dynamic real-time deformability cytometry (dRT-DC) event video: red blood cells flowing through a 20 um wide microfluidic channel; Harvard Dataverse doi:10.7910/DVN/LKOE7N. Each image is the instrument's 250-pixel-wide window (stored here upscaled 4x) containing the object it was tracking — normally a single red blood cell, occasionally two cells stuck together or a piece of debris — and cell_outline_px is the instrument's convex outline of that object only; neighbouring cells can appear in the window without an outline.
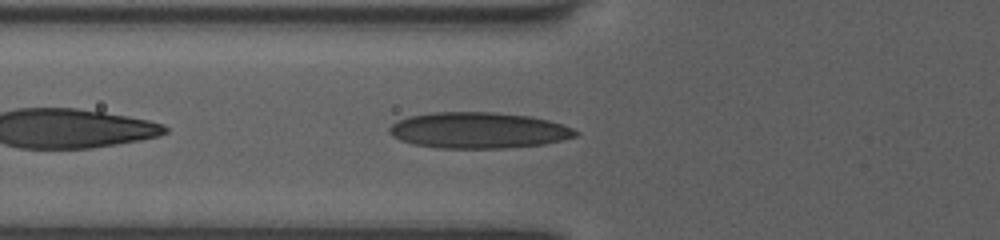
{"species": "human", "species_latin": "Homo sapiens", "temperature_condition": "room temperature", "stored_images_in_passage": 35, "camera_frame_rate_fps": 3000, "um_per_image_px": 0.085, "donor": {"sex": "female"}, "frame": {"image": 1, "passage_image": 3, "time_ms": 0.667, "image_size_px": [1000, 240], "cell_outline_px": [[580, 132], [576, 136], [544, 144], [504, 148], [440, 148], [412, 144], [400, 140], [392, 136], [388, 132], [388, 128], [392, 124], [408, 116], [432, 112], [496, 112], [532, 116], [548, 120], [572, 128]], "centroid_in_image_um": [40.64, 11.07], "position_along_channel_um": 85.2, "area_um2": 39.19}}
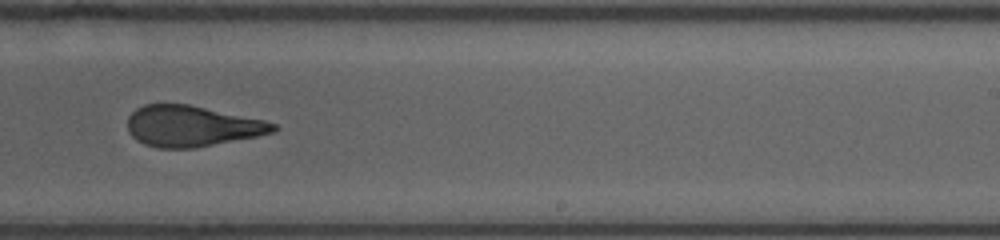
{"frame": {"image": 2, "passage_image": 17, "time_ms": 5.333, "image_size_px": [1000, 240], "cell_outline_px": [[280, 128], [276, 132], [196, 148], [156, 148], [144, 144], [136, 140], [128, 132], [128, 116], [136, 108], [144, 104], [188, 104], [264, 120], [276, 124]], "centroid_in_image_um": [16.3, 10.72], "position_along_channel_um": 272.7, "area_um2": 34.8}}
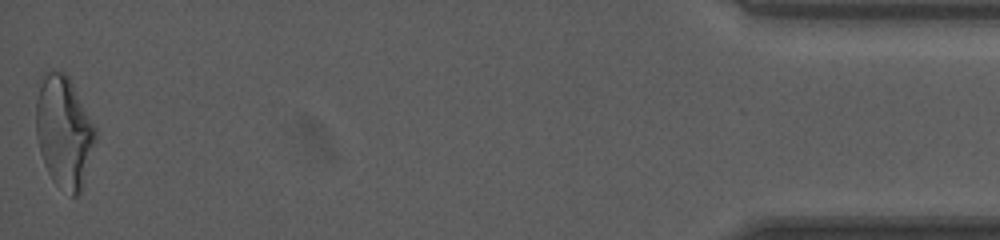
{"frame": {"image": 3, "passage_image": 35, "time_ms": 11.333, "image_size_px": [1000, 240], "cell_outline_px": [[96, 140], [80, 192], [76, 196], [72, 196], [56, 184], [52, 180], [44, 164], [40, 152], [36, 136], [36, 100], [40, 76], [48, 72], [64, 72], [68, 76], [96, 128]], "centroid_in_image_um": [5.41, 11.19], "position_along_channel_um": 429.8, "area_um2": 38.44}, "authors_computed_cell_mechanics": {"area_um2": 36.2984, "velocity_mm_per_s": 4.014, "shape_relaxation_time_tau1_ms": 7.0713, "shape_relaxation_time_tau2_ms": 1.5772, "deformation_change_tau1": 0.2087, "deformation_change_tau2": 0.0987}}